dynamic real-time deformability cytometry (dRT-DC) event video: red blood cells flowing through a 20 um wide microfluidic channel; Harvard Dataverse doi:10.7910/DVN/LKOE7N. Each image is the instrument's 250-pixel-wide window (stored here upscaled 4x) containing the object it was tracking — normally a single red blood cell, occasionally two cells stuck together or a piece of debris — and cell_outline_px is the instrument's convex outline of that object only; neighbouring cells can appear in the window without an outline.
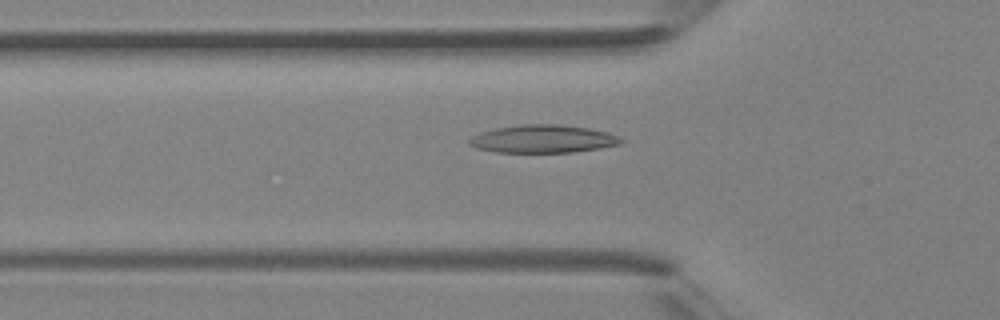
{"species": "Egyptian fruit bat (a non-hibernating species)", "species_latin": "Rousettus aegyptiacus", "temperature_condition": "room temperature", "stored_images_in_passage": 40, "camera_frame_rate_fps": 3000, "um_per_image_px": 0.085, "animal": {"sex": "female"}, "frame": {"image": 1, "passage_image": 14, "time_ms": 4.333, "image_size_px": [1000, 320], "cell_outline_px": [[624, 140], [620, 144], [600, 148], [572, 152], [496, 152], [476, 148], [468, 144], [468, 140], [472, 136], [480, 132], [496, 128], [524, 124], [560, 124], [588, 128], [608, 132]], "centroid_in_image_um": [46.13, 11.8], "position_along_channel_um": 79.7, "area_um2": 24.62}}
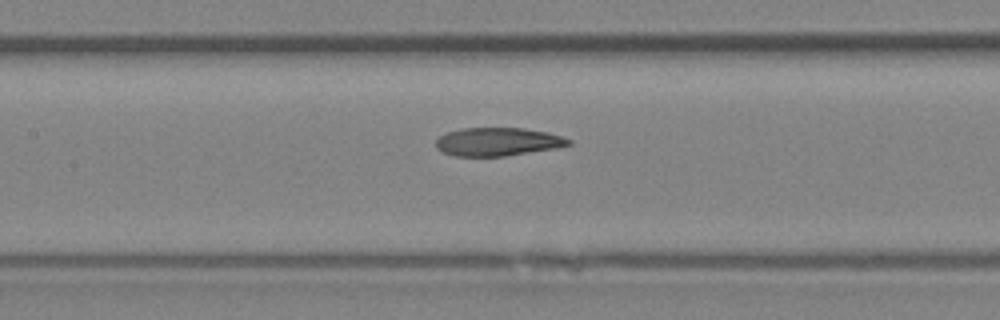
{"frame": {"image": 2, "passage_image": 19, "time_ms": 6.0, "image_size_px": [1000, 320], "cell_outline_px": [[572, 144], [556, 148], [504, 156], [456, 156], [444, 152], [436, 148], [436, 140], [440, 136], [448, 132], [460, 128], [524, 128], [548, 132], [572, 140]], "centroid_in_image_um": [42.32, 12.04], "position_along_channel_um": 165.1, "area_um2": 21.79}}
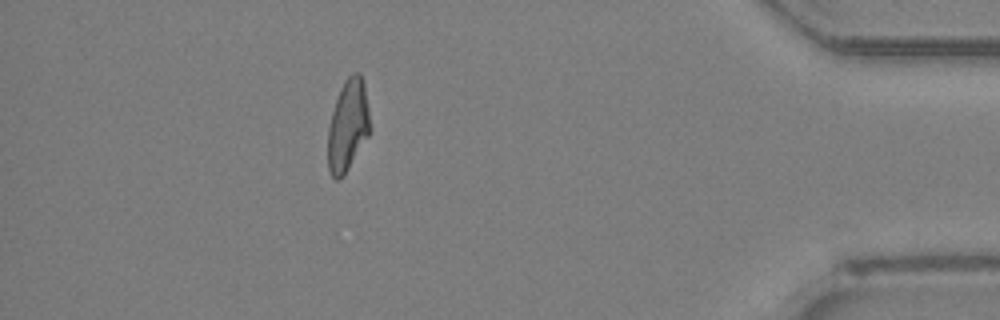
{"frame": {"image": 3, "passage_image": 36, "time_ms": 11.667, "image_size_px": [1000, 320], "cell_outline_px": [[372, 128], [368, 136], [344, 176], [336, 180], [332, 176], [328, 168], [328, 128], [332, 112], [340, 88], [344, 80], [352, 72], [360, 72], [364, 84]], "centroid_in_image_um": [29.58, 10.65], "position_along_channel_um": 405.6, "area_um2": 22.66}}